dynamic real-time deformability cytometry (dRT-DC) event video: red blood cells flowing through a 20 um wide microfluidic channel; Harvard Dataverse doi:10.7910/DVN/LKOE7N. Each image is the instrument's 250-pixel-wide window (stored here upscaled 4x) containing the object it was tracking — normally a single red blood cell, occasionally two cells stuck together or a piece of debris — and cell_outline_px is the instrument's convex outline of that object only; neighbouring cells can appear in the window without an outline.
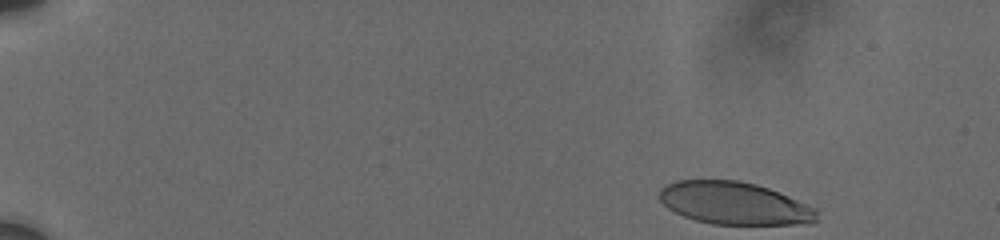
{"species": "human", "species_latin": "Homo sapiens", "temperature_condition": "cold", "stored_images_in_passage": 9, "camera_frame_rate_fps": 3000, "um_per_image_px": 0.085, "donor": {"sex": "male"}, "frame": {"image": 1, "passage_image": 1, "time_ms": 0.0, "image_size_px": [1000, 240], "cell_outline_px": [[820, 212], [816, 220], [812, 224], [712, 224], [696, 220], [684, 216], [668, 208], [660, 200], [660, 188], [676, 180], [740, 180], [756, 184], [768, 188], [788, 196], [816, 208]], "centroid_in_image_um": [62.45, 17.28], "position_along_channel_um": 22.5, "area_um2": 39.02}}
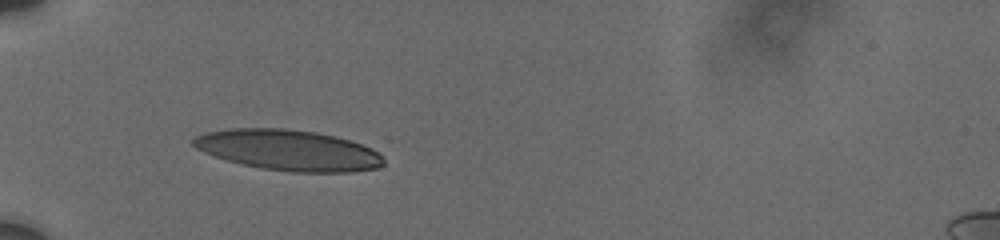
{"frame": {"image": 2, "passage_image": 7, "time_ms": 4.333, "image_size_px": [1000, 240], "cell_outline_px": [[384, 164], [376, 168], [352, 172], [292, 172], [260, 168], [228, 160], [204, 152], [196, 148], [192, 144], [192, 140], [196, 136], [204, 132], [228, 128], [288, 128], [316, 132], [336, 136], [372, 148], [384, 160]], "centroid_in_image_um": [24.5, 12.75], "position_along_channel_um": 60.5, "area_um2": 45.08}}
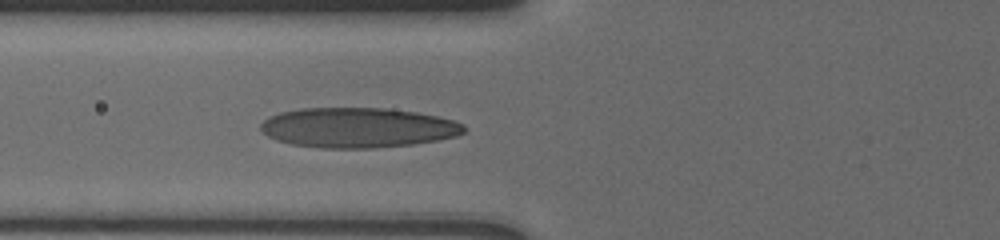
{"frame": {"image": 3, "passage_image": 9, "time_ms": 5.667, "image_size_px": [1000, 240], "cell_outline_px": [[468, 128], [464, 132], [456, 136], [436, 140], [412, 144], [372, 148], [324, 148], [292, 144], [276, 140], [268, 136], [260, 128], [260, 124], [268, 116], [280, 112], [304, 108], [384, 108], [416, 112], [436, 116], [452, 120], [464, 124]], "centroid_in_image_um": [30.41, 10.85], "position_along_channel_um": 95.4, "area_um2": 47.28}}